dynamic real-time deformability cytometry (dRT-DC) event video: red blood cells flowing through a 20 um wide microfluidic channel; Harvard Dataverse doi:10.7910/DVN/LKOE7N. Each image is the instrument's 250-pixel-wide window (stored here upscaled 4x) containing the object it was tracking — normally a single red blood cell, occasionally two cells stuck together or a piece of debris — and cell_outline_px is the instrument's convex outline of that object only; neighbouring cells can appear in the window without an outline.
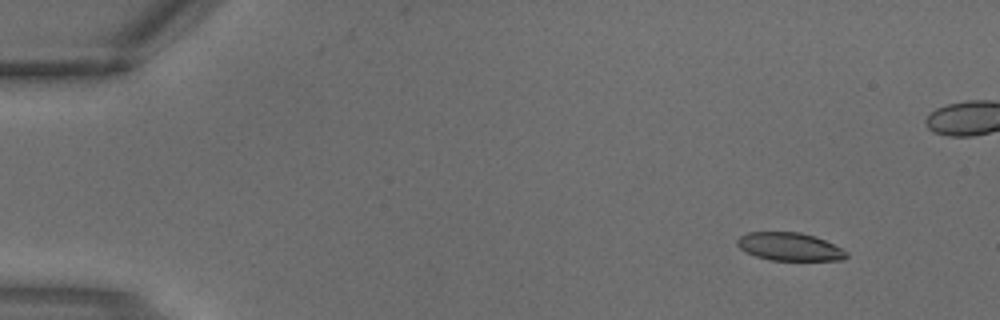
{"species": "common noctule bat (a hibernating species)", "species_latin": "Nyctalus noctula", "temperature_condition": "warm", "stored_images_in_passage": 5, "camera_frame_rate_fps": 3000, "um_per_image_px": 0.085, "animal": {"sex": "male", "body_mass_g": 18.8}, "frame": {"image": 1, "passage_image": 2, "time_ms": 0.333, "image_size_px": [1000, 320], "cell_outline_px": [[848, 256], [844, 260], [768, 260], [756, 256], [740, 248], [736, 244], [736, 240], [740, 236], [748, 232], [800, 232], [816, 236], [848, 252]], "centroid_in_image_um": [67.11, 20.96], "position_along_channel_um": 17.9, "area_um2": 17.8}}